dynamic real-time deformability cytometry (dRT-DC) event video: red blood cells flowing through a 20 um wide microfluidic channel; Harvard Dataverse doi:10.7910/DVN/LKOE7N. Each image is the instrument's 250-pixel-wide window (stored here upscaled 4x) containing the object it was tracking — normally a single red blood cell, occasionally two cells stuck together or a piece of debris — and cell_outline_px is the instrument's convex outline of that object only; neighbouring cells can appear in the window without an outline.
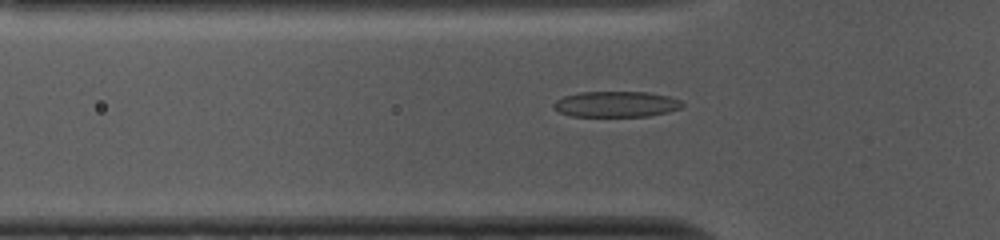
{"species": "common noctule bat (a hibernating species)", "species_latin": "Nyctalus noctula", "temperature_condition": "cold", "stored_images_in_passage": 52, "camera_frame_rate_fps": 3000, "um_per_image_px": 0.085, "animal": {"sex": "female", "body_mass_g": 10.0, "forearm_length_mm": 53.1}, "frame": {"image": 1, "passage_image": 15, "time_ms": 4.667, "image_size_px": [1000, 240], "cell_outline_px": [[684, 104], [680, 108], [668, 112], [648, 116], [572, 116], [560, 112], [552, 108], [552, 104], [556, 100], [564, 96], [580, 92], [648, 92], [668, 96], [680, 100]], "centroid_in_image_um": [52.35, 8.85], "position_along_channel_um": 73.4, "area_um2": 19.31}}
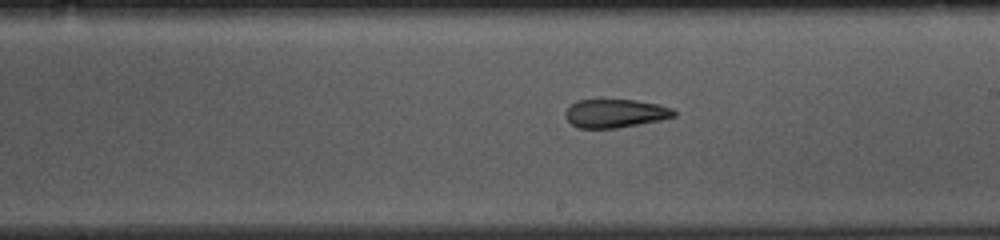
{"frame": {"image": 2, "passage_image": 28, "time_ms": 9.0, "image_size_px": [1000, 240], "cell_outline_px": [[676, 116], [660, 120], [616, 128], [576, 128], [564, 116], [564, 112], [576, 100], [636, 100], [660, 104], [672, 108], [676, 112]], "centroid_in_image_um": [52.3, 9.63], "position_along_channel_um": 236.7, "area_um2": 18.03}}
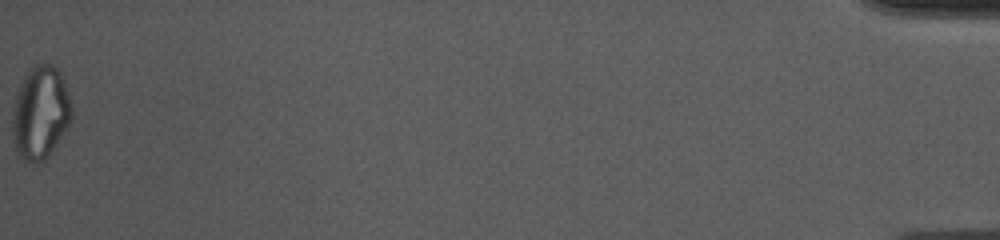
{"frame": {"image": 3, "passage_image": 52, "time_ms": 17.0, "image_size_px": [1000, 240], "cell_outline_px": [[72, 120], [68, 128], [48, 156], [44, 160], [36, 164], [24, 160], [16, 152], [12, 136], [12, 120], [16, 96], [20, 84], [28, 72], [36, 64], [52, 64], [60, 72], [68, 92], [72, 104]], "centroid_in_image_um": [3.45, 9.62], "position_along_channel_um": 431.7, "area_um2": 32.19}, "authors_computed_cell_mechanics": {"area_um2": 20.2589, "velocity_mm_per_s": 3.7469, "shape_relaxation_time_tau1_ms": null, "shape_relaxation_time_tau2_ms": 5.5125, "deformation_change_tau1": null, "deformation_change_tau2": 0.157}}